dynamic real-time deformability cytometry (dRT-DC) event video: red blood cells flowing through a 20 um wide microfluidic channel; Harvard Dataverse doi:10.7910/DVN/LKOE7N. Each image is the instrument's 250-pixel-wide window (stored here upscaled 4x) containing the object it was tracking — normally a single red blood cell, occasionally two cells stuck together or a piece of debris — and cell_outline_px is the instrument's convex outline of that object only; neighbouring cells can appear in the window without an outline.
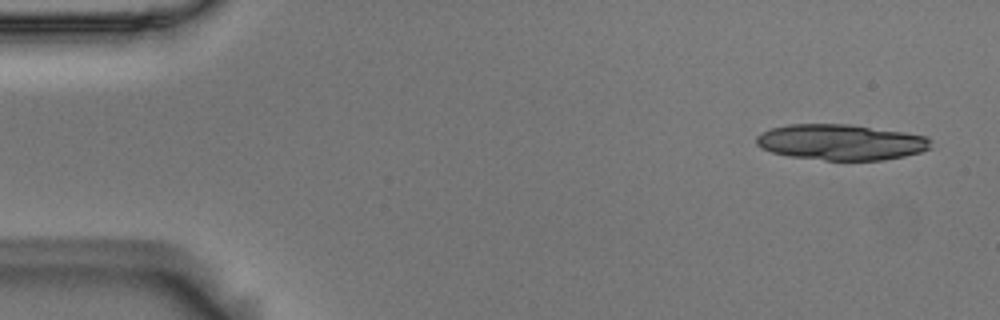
{"species": "Egyptian fruit bat (a non-hibernating species)", "species_latin": "Rousettus aegyptiacus", "temperature_condition": "room temperature", "stored_images_in_passage": 16, "camera_frame_rate_fps": 3000, "um_per_image_px": 0.085, "animal": {"sex": "male"}, "frame": {"image": 1, "passage_image": 3, "time_ms": 0.667, "image_size_px": [1000, 320], "cell_outline_px": [[932, 148], [920, 152], [904, 156], [884, 160], [824, 160], [788, 156], [772, 152], [760, 148], [756, 144], [756, 136], [760, 132], [772, 128], [788, 124], [848, 124], [904, 132], [928, 136], [932, 140]], "centroid_in_image_um": [71.48, 12.08], "position_along_channel_um": 13.5, "area_um2": 36.65}}